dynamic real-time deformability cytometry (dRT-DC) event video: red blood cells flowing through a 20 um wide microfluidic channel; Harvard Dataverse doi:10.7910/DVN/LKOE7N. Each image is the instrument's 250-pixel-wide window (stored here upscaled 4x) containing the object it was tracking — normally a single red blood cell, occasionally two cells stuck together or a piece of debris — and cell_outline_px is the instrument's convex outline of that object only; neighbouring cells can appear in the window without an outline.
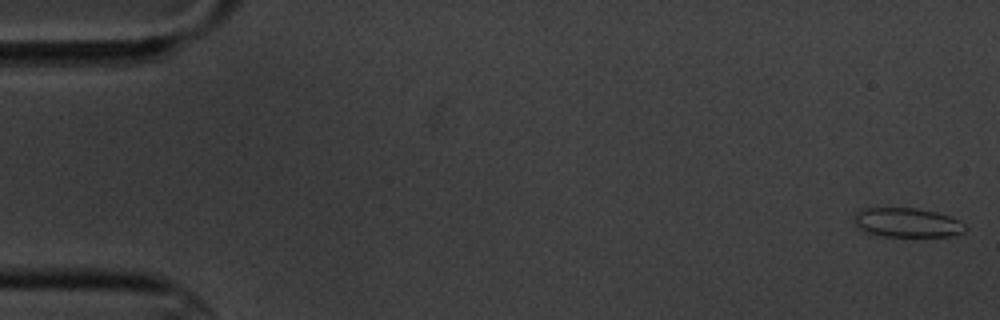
{"species": "common noctule bat (a hibernating species)", "species_latin": "Nyctalus noctula", "temperature_condition": "cold", "stored_images_in_passage": 7, "camera_frame_rate_fps": 3000, "um_per_image_px": 0.085, "animal": {"sex": "male", "body_mass_g": 20.1, "forearm_length_mm": 53.5}, "frame": {"image": 1, "passage_image": 1, "time_ms": 0.0, "image_size_px": [1000, 320], "cell_outline_px": [[968, 228], [964, 232], [952, 236], [880, 236], [856, 228], [852, 220], [856, 212], [864, 208], [916, 208], [936, 212], [960, 220]], "centroid_in_image_um": [77.09, 18.92], "position_along_channel_um": 7.9, "area_um2": 19.13}}
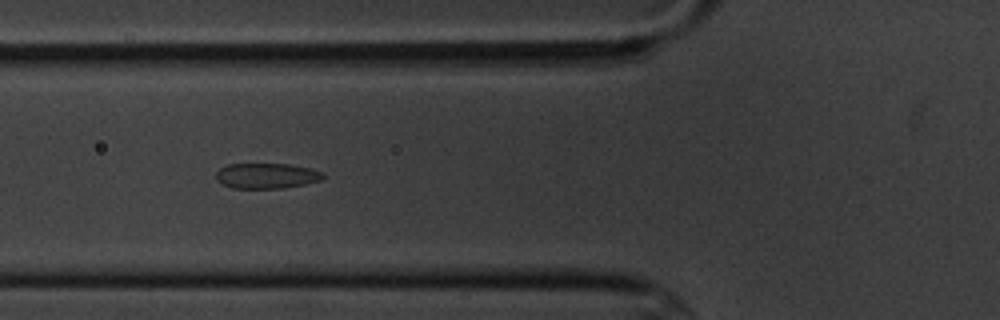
{"frame": {"image": 2, "passage_image": 6, "time_ms": 6.667, "image_size_px": [1000, 320], "cell_outline_px": [[324, 176], [320, 180], [304, 184], [280, 188], [232, 188], [216, 180], [216, 172], [220, 168], [228, 164], [288, 164], [308, 168], [324, 172]], "centroid_in_image_um": [22.63, 14.94], "position_along_channel_um": 103.2, "area_um2": 15.66}}
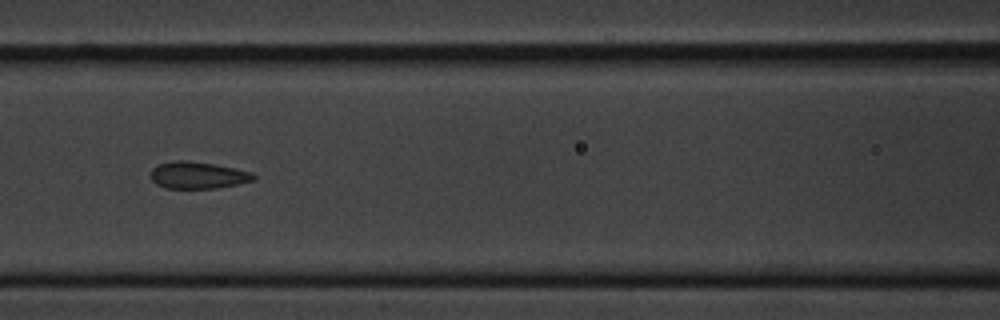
{"frame": {"image": 3, "passage_image": 7, "time_ms": 8.0, "image_size_px": [1000, 320], "cell_outline_px": [[256, 176], [252, 180], [236, 184], [216, 188], [164, 188], [156, 184], [152, 180], [152, 168], [156, 164], [176, 160], [184, 160], [216, 164], [236, 168], [252, 172]], "centroid_in_image_um": [16.8, 14.88], "position_along_channel_um": 149.8, "area_um2": 16.13}}